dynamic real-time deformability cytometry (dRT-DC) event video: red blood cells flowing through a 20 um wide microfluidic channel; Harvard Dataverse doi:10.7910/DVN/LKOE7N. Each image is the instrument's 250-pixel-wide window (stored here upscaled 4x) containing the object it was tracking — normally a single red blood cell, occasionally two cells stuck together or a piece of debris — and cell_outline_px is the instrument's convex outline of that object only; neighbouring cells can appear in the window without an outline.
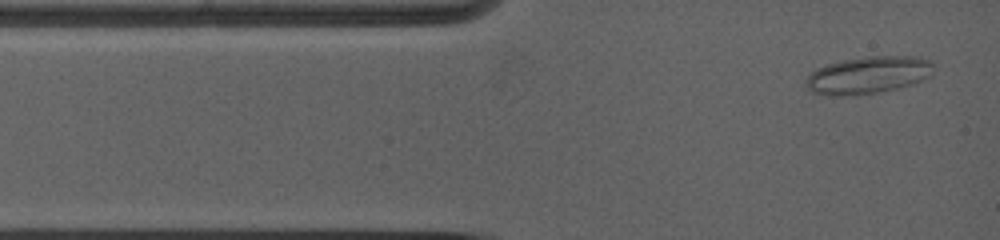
{"species": "common noctule bat (a hibernating species)", "species_latin": "Nyctalus noctula", "temperature_condition": "warm", "stored_images_in_passage": 7, "camera_frame_rate_fps": 5000, "um_per_image_px": 0.085, "animal": {"sex": "female", "body_mass_g": 19.0, "forearm_length_mm": 53.3}, "frame": {"image": 1, "passage_image": 1, "time_ms": 0.0, "image_size_px": [1000, 240], "cell_outline_px": [[932, 76], [912, 84], [896, 88], [876, 92], [840, 96], [832, 96], [812, 92], [804, 84], [804, 80], [816, 68], [828, 64], [844, 60], [868, 56], [920, 56], [928, 60], [932, 64]], "centroid_in_image_um": [73.78, 6.37], "position_along_channel_um": 11.2, "area_um2": 27.63}}
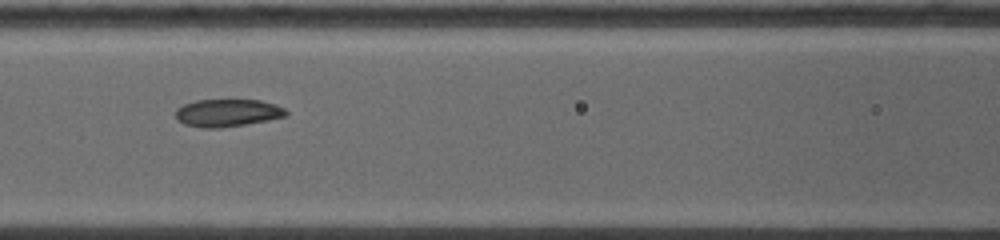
{"frame": {"image": 2, "passage_image": 6, "time_ms": 4.4, "image_size_px": [1000, 240], "cell_outline_px": [[288, 116], [268, 120], [220, 128], [204, 128], [184, 124], [176, 120], [176, 108], [184, 104], [196, 100], [260, 100], [276, 104], [284, 108], [288, 112]], "centroid_in_image_um": [19.34, 9.59], "position_along_channel_um": 147.3, "area_um2": 17.8}}
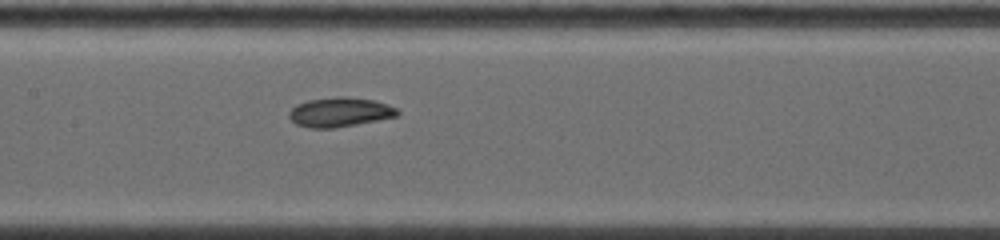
{"frame": {"image": 3, "passage_image": 7, "time_ms": 5.2, "image_size_px": [1000, 240], "cell_outline_px": [[400, 112], [396, 116], [336, 128], [308, 128], [296, 124], [288, 116], [288, 112], [296, 104], [308, 100], [336, 96], [344, 96], [372, 100], [388, 104], [396, 108]], "centroid_in_image_um": [28.84, 9.53], "position_along_channel_um": 178.6, "area_um2": 18.55}}